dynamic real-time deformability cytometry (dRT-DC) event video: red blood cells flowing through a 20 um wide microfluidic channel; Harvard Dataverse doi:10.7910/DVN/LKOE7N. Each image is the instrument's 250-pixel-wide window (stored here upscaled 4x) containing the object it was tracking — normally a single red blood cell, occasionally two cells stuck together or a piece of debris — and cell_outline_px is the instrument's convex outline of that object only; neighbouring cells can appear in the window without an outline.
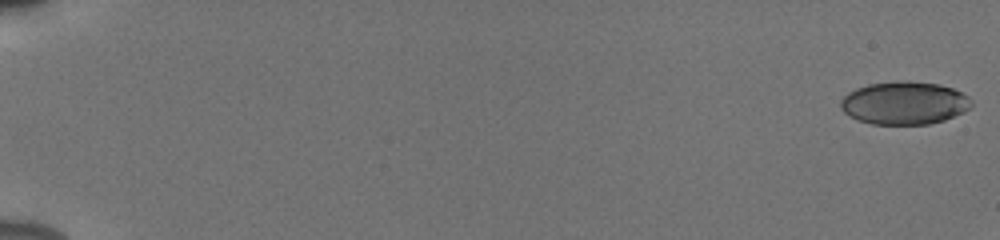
{"species": "human", "species_latin": "Homo sapiens", "temperature_condition": "cold", "stored_images_in_passage": 19, "camera_frame_rate_fps": 3000, "um_per_image_px": 0.085, "donor": {"sex": "male"}, "frame": {"image": 1, "passage_image": 1, "time_ms": 0.0, "image_size_px": [1000, 240], "cell_outline_px": [[972, 108], [964, 112], [944, 120], [928, 124], [872, 124], [856, 120], [848, 116], [840, 108], [840, 100], [848, 92], [856, 88], [868, 84], [900, 80], [908, 80], [940, 84], [952, 88], [968, 96], [972, 100]], "centroid_in_image_um": [76.86, 8.75], "position_along_channel_um": 8.1, "area_um2": 33.12}}
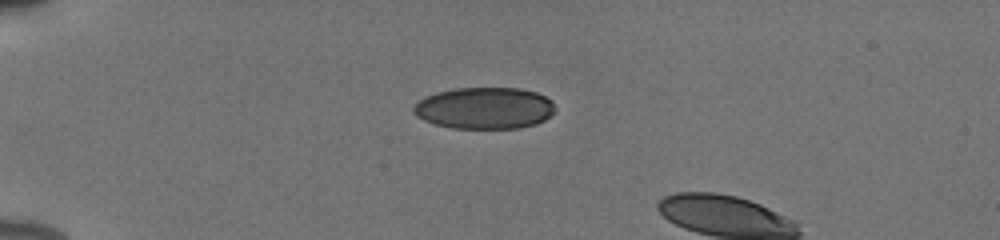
{"frame": {"image": 2, "passage_image": 16, "time_ms": 5.0, "image_size_px": [1000, 240], "cell_outline_px": [[556, 108], [544, 120], [536, 124], [520, 128], [452, 128], [436, 124], [424, 120], [416, 116], [412, 108], [420, 100], [436, 92], [456, 88], [520, 88], [536, 92], [552, 100]], "centroid_in_image_um": [41.2, 9.19], "position_along_channel_um": 43.8, "area_um2": 34.28}}